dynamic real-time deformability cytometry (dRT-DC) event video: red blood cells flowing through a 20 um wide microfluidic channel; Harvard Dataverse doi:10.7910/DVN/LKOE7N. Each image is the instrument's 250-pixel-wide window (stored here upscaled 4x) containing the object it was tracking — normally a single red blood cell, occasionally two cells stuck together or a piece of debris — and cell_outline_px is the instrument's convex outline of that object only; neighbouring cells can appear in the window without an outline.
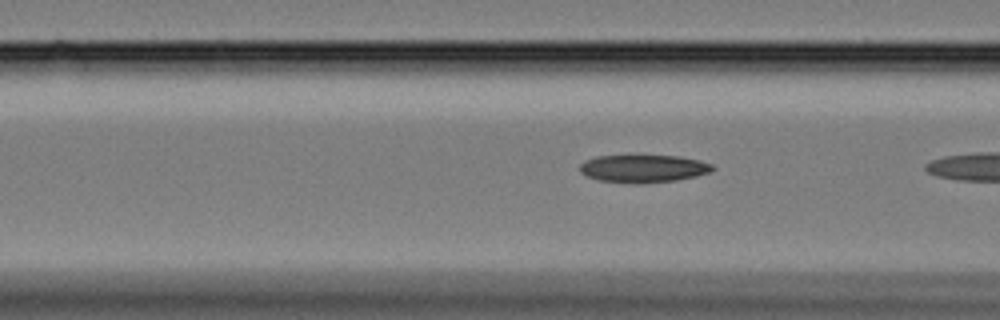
{"species": "Egyptian fruit bat (a non-hibernating species)", "species_latin": "Rousettus aegyptiacus", "temperature_condition": "cold", "stored_images_in_passage": 6, "camera_frame_rate_fps": 3000, "um_per_image_px": 0.085, "animal": {"sex": "female"}, "frame": {"image": 1, "passage_image": 5, "time_ms": 1.333, "image_size_px": [1000, 320], "cell_outline_px": [[716, 168], [708, 172], [696, 176], [676, 180], [644, 184], [636, 184], [596, 180], [580, 172], [580, 164], [584, 160], [596, 156], [680, 156], [700, 160], [712, 164]], "centroid_in_image_um": [54.67, 14.34], "position_along_channel_um": 111.9, "area_um2": 21.56}}